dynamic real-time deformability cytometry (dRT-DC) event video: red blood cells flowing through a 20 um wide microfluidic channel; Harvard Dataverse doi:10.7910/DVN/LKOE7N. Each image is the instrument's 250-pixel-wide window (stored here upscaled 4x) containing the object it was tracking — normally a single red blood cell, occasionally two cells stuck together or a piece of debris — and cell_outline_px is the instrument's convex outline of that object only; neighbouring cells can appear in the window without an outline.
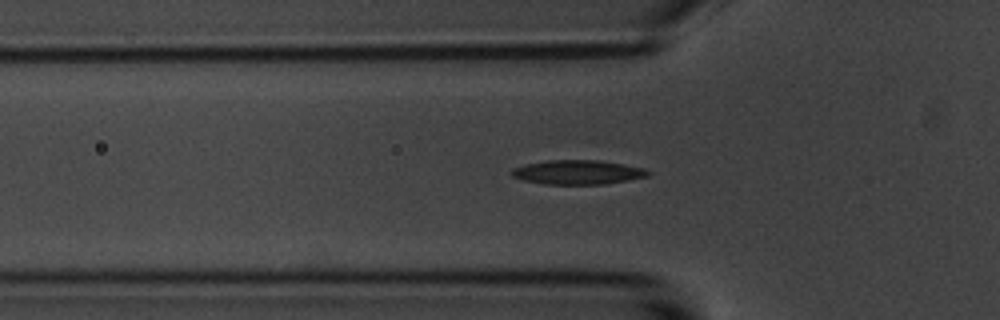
{"species": "common noctule bat (a hibernating species)", "species_latin": "Nyctalus noctula", "temperature_condition": "room temperature", "stored_images_in_passage": 39, "camera_frame_rate_fps": 3000, "um_per_image_px": 0.085, "animal": {"sex": "male", "body_mass_g": 20.1, "forearm_length_mm": 53.5}, "frame": {"image": 1, "passage_image": 6, "time_ms": 1.667, "image_size_px": [1000, 320], "cell_outline_px": [[652, 172], [648, 176], [628, 180], [604, 184], [544, 184], [524, 180], [512, 176], [512, 168], [524, 164], [548, 160], [596, 160], [644, 168]], "centroid_in_image_um": [49.09, 14.64], "position_along_channel_um": 76.7, "area_um2": 19.13}}
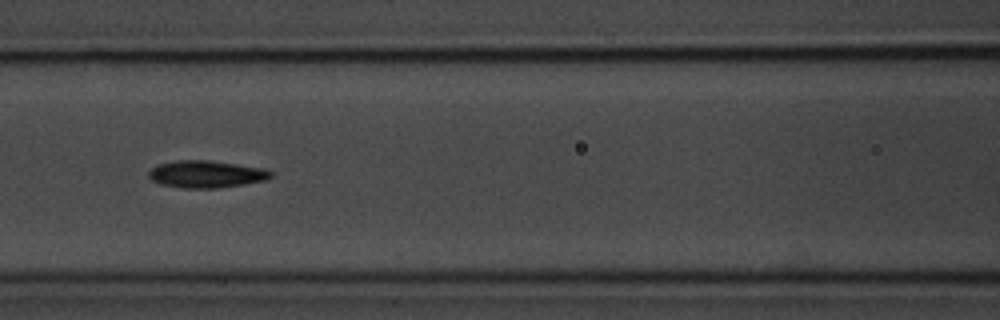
{"frame": {"image": 2, "passage_image": 12, "time_ms": 3.667, "image_size_px": [1000, 320], "cell_outline_px": [[272, 176], [268, 180], [220, 188], [184, 188], [160, 184], [152, 180], [148, 176], [148, 172], [156, 164], [176, 160], [208, 160], [268, 168], [272, 172]], "centroid_in_image_um": [17.56, 14.8], "position_along_channel_um": 149.0, "area_um2": 19.65}}
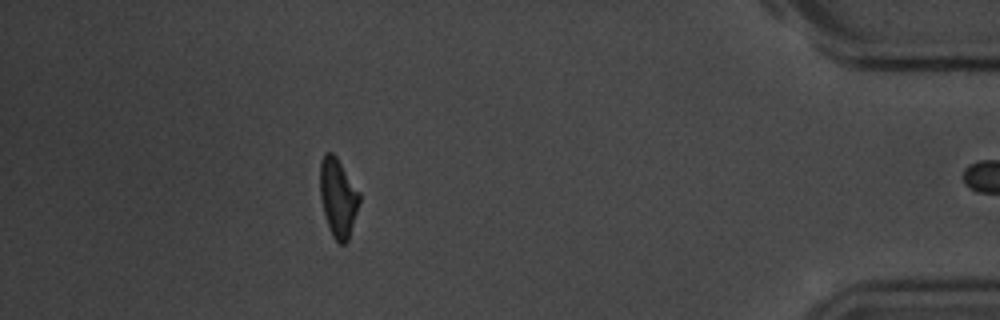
{"frame": {"image": 3, "passage_image": 38, "time_ms": 12.333, "image_size_px": [1000, 320], "cell_outline_px": [[360, 200], [348, 240], [344, 244], [340, 244], [332, 236], [324, 212], [320, 196], [320, 160], [324, 152], [332, 152], [336, 156], [360, 192]], "centroid_in_image_um": [28.73, 16.76], "position_along_channel_um": 406.5, "area_um2": 17.92}}